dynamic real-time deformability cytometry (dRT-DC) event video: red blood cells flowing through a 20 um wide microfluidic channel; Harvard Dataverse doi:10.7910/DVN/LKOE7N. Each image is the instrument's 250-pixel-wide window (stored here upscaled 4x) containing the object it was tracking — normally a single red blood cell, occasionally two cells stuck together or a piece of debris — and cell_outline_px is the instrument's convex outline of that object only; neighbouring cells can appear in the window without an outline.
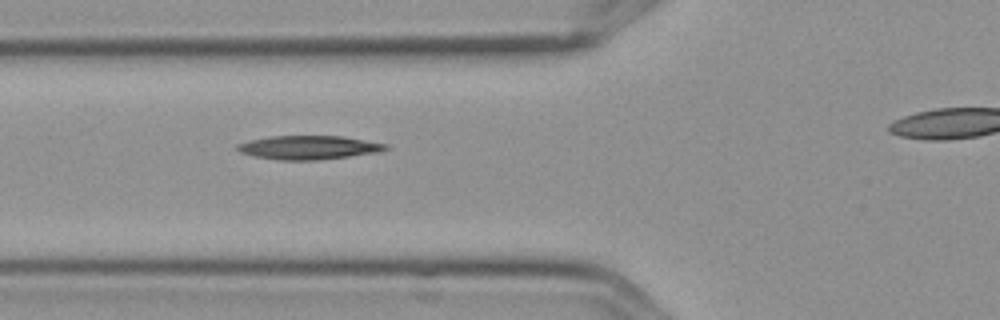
{"species": "Egyptian fruit bat (a non-hibernating species)", "species_latin": "Rousettus aegyptiacus", "temperature_condition": "cold", "stored_images_in_passage": 5, "segment_of_instrument_passage": [1, 2], "camera_frame_rate_fps": 3000, "um_per_image_px": 0.085, "frame": {"image": 1, "passage_image": 4, "time_ms": 1.0, "image_size_px": [1000, 320], "cell_outline_px": [[392, 148], [376, 152], [348, 156], [316, 160], [280, 160], [256, 156], [240, 152], [236, 148], [236, 144], [248, 140], [272, 136], [344, 136], [388, 144]], "centroid_in_image_um": [26.25, 12.52], "position_along_channel_um": 99.6, "area_um2": 20.46}}